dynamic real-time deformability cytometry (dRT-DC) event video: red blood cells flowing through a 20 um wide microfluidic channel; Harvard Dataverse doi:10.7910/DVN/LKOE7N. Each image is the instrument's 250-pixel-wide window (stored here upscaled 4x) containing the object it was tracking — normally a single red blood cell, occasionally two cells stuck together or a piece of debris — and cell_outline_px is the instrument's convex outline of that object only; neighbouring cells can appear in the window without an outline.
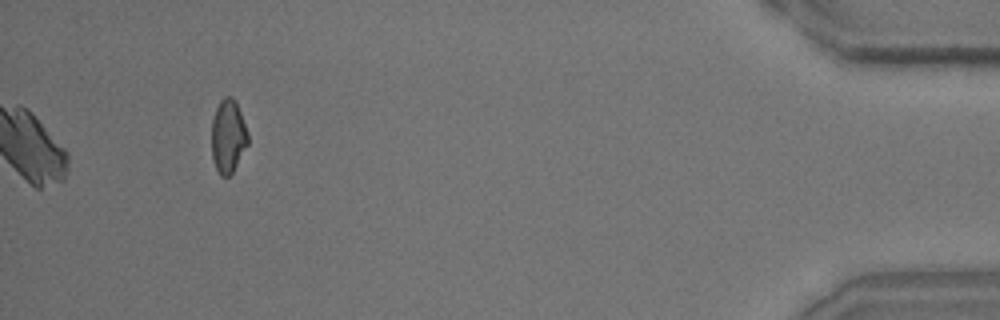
{"species": "common noctule bat (a hibernating species)", "species_latin": "Nyctalus noctula", "temperature_condition": "room temperature", "stored_images_in_passage": 47, "segment_of_instrument_passage": [2, 2], "camera_frame_rate_fps": 3000, "um_per_image_px": 0.085, "animal": {"sex": "male", "body_mass_g": 15.6}, "frame": {"image": 1, "passage_image": 47, "time_ms": 15.333, "image_size_px": [1000, 320], "cell_outline_px": [[248, 144], [232, 172], [228, 176], [220, 176], [216, 168], [212, 156], [212, 120], [216, 108], [220, 100], [224, 96], [232, 96], [240, 112], [248, 132]], "centroid_in_image_um": [19.38, 11.57], "position_along_channel_um": 415.8, "area_um2": 15.37}}